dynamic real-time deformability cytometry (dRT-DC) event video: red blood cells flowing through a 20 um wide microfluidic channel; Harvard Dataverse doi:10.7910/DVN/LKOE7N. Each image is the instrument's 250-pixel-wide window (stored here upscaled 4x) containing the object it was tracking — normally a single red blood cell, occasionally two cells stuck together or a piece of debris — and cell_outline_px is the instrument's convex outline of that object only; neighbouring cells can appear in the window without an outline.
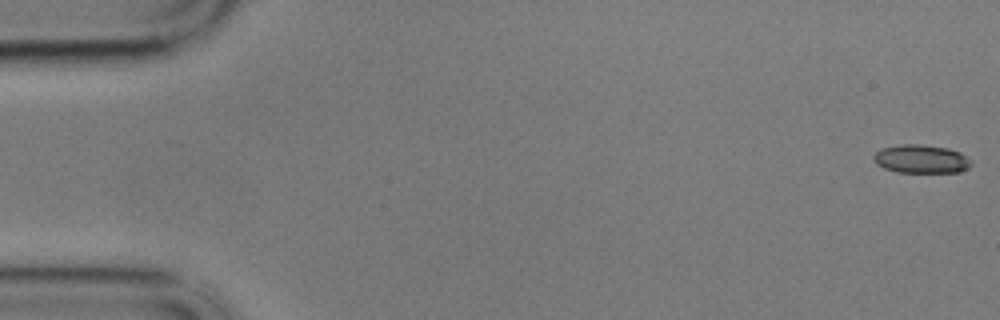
{"species": "common noctule bat (a hibernating species)", "species_latin": "Nyctalus noctula", "temperature_condition": "cold", "stored_images_in_passage": 58, "camera_frame_rate_fps": 3000, "um_per_image_px": 0.085, "animal": {"sex": "male", "body_mass_g": 17.9}, "frame": {"image": 1, "passage_image": 1, "time_ms": 0.0, "image_size_px": [1000, 320], "cell_outline_px": [[972, 164], [968, 168], [960, 172], [896, 172], [884, 168], [876, 164], [872, 160], [872, 156], [880, 148], [900, 144], [920, 144], [948, 148], [960, 152]], "centroid_in_image_um": [78.24, 13.51], "position_along_channel_um": 6.8, "area_um2": 16.24}}
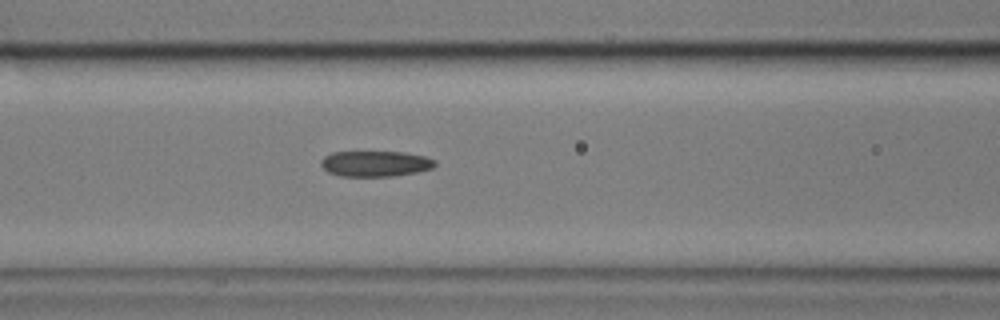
{"frame": {"image": 2, "passage_image": 24, "time_ms": 7.667, "image_size_px": [1000, 320], "cell_outline_px": [[436, 164], [432, 168], [416, 172], [396, 176], [340, 176], [328, 172], [320, 164], [320, 160], [324, 156], [332, 152], [404, 152], [424, 156], [436, 160]], "centroid_in_image_um": [31.89, 13.91], "position_along_channel_um": 134.7, "area_um2": 17.11}}
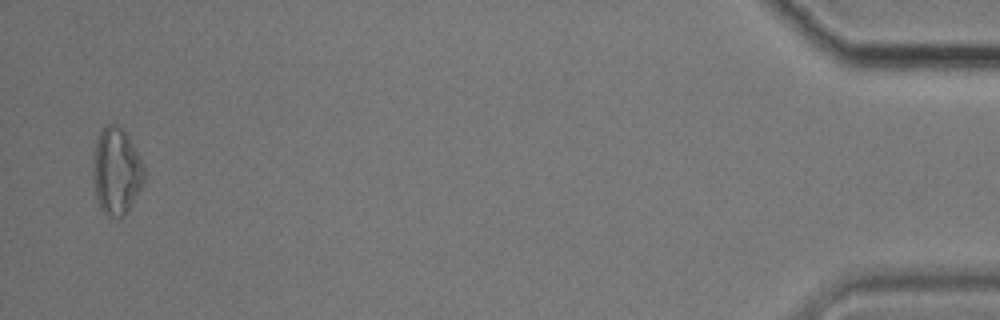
{"frame": {"image": 3, "passage_image": 57, "time_ms": 18.667, "image_size_px": [1000, 320], "cell_outline_px": [[144, 180], [128, 212], [124, 216], [116, 220], [108, 216], [100, 208], [96, 200], [92, 176], [92, 156], [96, 140], [104, 124], [116, 124], [124, 128], [140, 156], [144, 164]], "centroid_in_image_um": [9.87, 14.55], "position_along_channel_um": 425.3, "area_um2": 26.65}, "authors_computed_cell_mechanics": {"area_um2": 17.5712, "velocity_mm_per_s": 3.4249, "shape_relaxation_time_tau1_ms": null, "shape_relaxation_time_tau2_ms": 7.383, "deformation_change_tau1": null, "deformation_change_tau2": 0.1612}}